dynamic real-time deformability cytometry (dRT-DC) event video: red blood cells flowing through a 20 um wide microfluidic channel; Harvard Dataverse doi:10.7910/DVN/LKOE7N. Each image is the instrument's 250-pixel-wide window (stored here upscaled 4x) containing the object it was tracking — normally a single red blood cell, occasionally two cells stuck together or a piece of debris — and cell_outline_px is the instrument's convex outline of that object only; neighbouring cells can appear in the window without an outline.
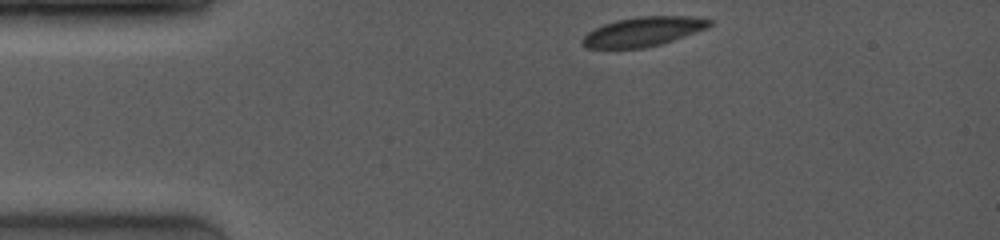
{"species": "common noctule bat (a hibernating species)", "species_latin": "Nyctalus noctula", "temperature_condition": "room temperature", "stored_images_in_passage": 24, "camera_frame_rate_fps": 4000, "um_per_image_px": 0.085, "animal": {"sex": "female", "body_mass_g": 19.0, "forearm_length_mm": 53.3}, "frame": {"image": 1, "passage_image": 1, "time_ms": 0.0, "image_size_px": [1000, 240], "cell_outline_px": [[712, 24], [708, 28], [660, 44], [644, 48], [588, 48], [580, 44], [580, 40], [588, 32], [604, 24], [616, 20], [640, 16], [700, 16], [712, 20]], "centroid_in_image_um": [54.69, 2.68], "position_along_channel_um": 30.3, "area_um2": 21.79}}
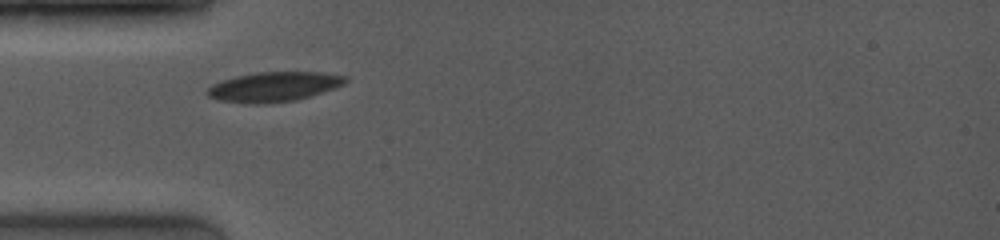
{"frame": {"image": 2, "passage_image": 10, "time_ms": 2.0, "image_size_px": [1000, 240], "cell_outline_px": [[348, 80], [344, 84], [296, 100], [268, 104], [244, 104], [216, 100], [208, 96], [204, 92], [212, 84], [220, 80], [236, 76], [256, 72], [320, 72], [348, 76]], "centroid_in_image_um": [23.2, 7.38], "position_along_channel_um": 61.8, "area_um2": 24.16}}
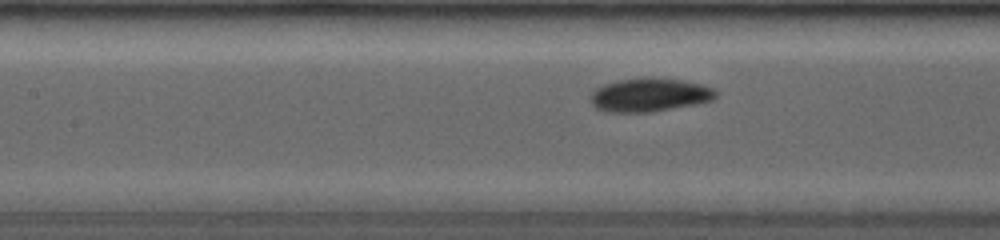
{"frame": {"image": 3, "passage_image": 19, "time_ms": 4.25, "image_size_px": [1000, 240], "cell_outline_px": [[716, 96], [712, 100], [696, 104], [652, 112], [604, 112], [596, 108], [592, 104], [592, 92], [596, 88], [604, 84], [616, 80], [644, 76], [648, 76], [680, 80], [700, 84], [712, 88], [716, 92]], "centroid_in_image_um": [55.18, 8.06], "position_along_channel_um": 152.2, "area_um2": 24.62}}